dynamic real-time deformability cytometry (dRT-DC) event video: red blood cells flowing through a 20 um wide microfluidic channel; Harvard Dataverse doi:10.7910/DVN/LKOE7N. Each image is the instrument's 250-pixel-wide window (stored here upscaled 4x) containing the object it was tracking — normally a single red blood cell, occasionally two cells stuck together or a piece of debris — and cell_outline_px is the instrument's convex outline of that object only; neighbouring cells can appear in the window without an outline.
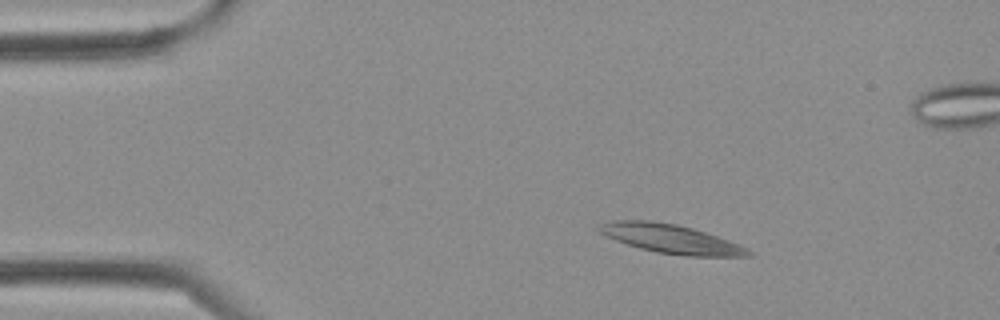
{"species": "Egyptian fruit bat (a non-hibernating species)", "species_latin": "Rousettus aegyptiacus", "temperature_condition": "cold", "stored_images_in_passage": 4, "camera_frame_rate_fps": 3000, "um_per_image_px": 0.085, "frame": {"image": 1, "passage_image": 2, "time_ms": 0.333, "image_size_px": [1000, 320], "cell_outline_px": [[752, 256], [688, 256], [656, 252], [640, 248], [616, 240], [600, 232], [596, 228], [596, 224], [612, 220], [652, 220], [676, 224], [692, 228], [728, 240], [748, 248], [752, 252]], "centroid_in_image_um": [56.99, 20.29], "position_along_channel_um": 28.0, "area_um2": 25.03}}